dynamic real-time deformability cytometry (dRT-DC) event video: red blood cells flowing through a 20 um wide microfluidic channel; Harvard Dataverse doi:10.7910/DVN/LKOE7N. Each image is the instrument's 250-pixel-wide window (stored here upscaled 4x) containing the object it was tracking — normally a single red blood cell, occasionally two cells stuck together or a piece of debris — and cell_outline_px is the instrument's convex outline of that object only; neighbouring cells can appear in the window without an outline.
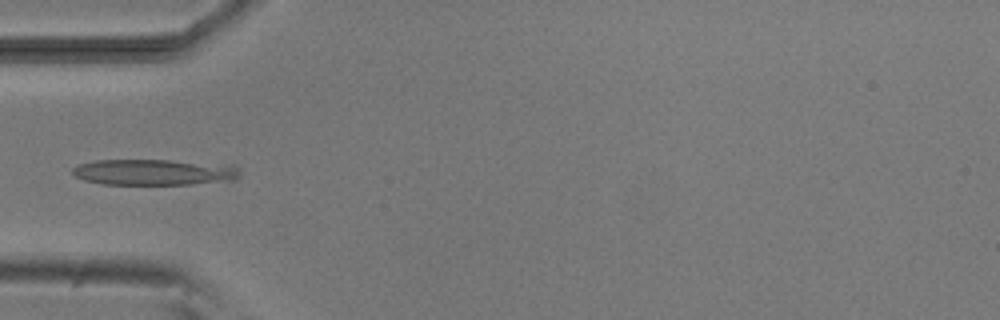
{"species": "common noctule bat (a hibernating species)", "species_latin": "Nyctalus noctula", "temperature_condition": "room temperature", "stored_images_in_passage": 4, "camera_frame_rate_fps": 3000, "um_per_image_px": 0.085, "animal": {"sex": "male", "body_mass_g": 20.5, "forearm_length_mm": 52.5}, "frame": {"image": 1, "passage_image": 4, "time_ms": 3.333, "image_size_px": [1000, 320], "cell_outline_px": [[240, 172], [236, 180], [192, 184], [104, 184], [84, 180], [76, 176], [72, 172], [72, 168], [80, 164], [96, 160], [168, 160], [236, 164], [240, 168]], "centroid_in_image_um": [13.2, 14.62], "position_along_channel_um": 71.8, "area_um2": 25.61}}